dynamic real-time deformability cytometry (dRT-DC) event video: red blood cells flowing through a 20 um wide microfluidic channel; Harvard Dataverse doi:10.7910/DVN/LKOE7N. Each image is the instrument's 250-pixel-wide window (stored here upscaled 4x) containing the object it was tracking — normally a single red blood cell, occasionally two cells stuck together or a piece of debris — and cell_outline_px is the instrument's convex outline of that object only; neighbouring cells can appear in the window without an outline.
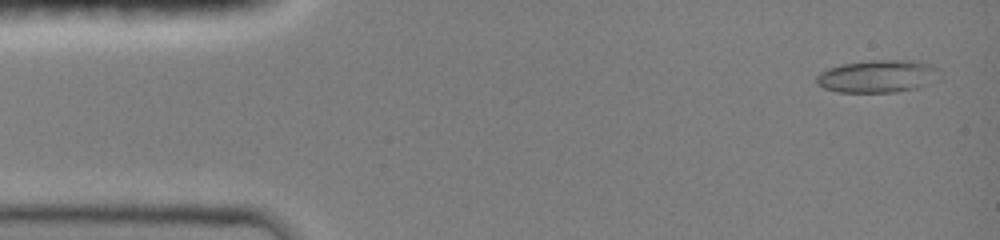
{"species": "common noctule bat (a hibernating species)", "species_latin": "Nyctalus noctula", "temperature_condition": "room temperature", "stored_images_in_passage": 47, "camera_frame_rate_fps": 3000, "um_per_image_px": 0.085, "animal": {"sex": "female", "body_mass_g": 19.0, "forearm_length_mm": 51.5}, "frame": {"image": 1, "passage_image": 2, "time_ms": 0.333, "image_size_px": [1000, 240], "cell_outline_px": [[940, 80], [920, 88], [896, 92], [836, 92], [824, 88], [816, 84], [816, 76], [820, 72], [828, 68], [844, 64], [872, 60], [908, 60], [932, 64], [940, 68]], "centroid_in_image_um": [74.68, 6.49], "position_along_channel_um": 10.3, "area_um2": 23.87}}
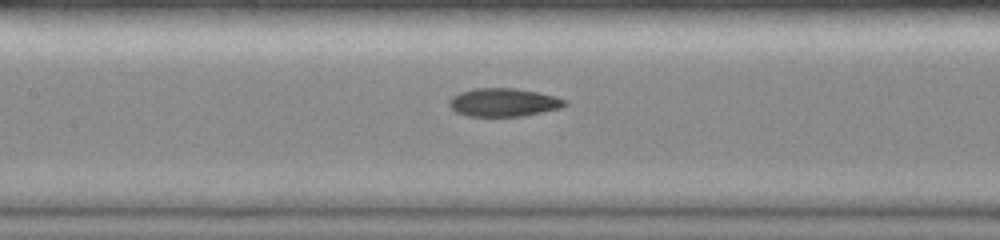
{"frame": {"image": 2, "passage_image": 21, "time_ms": 6.667, "image_size_px": [1000, 240], "cell_outline_px": [[568, 104], [560, 108], [520, 116], [468, 116], [456, 112], [448, 104], [448, 100], [452, 96], [460, 92], [476, 88], [516, 88], [556, 96], [564, 100]], "centroid_in_image_um": [42.77, 8.69], "position_along_channel_um": 164.6, "area_um2": 18.9}}
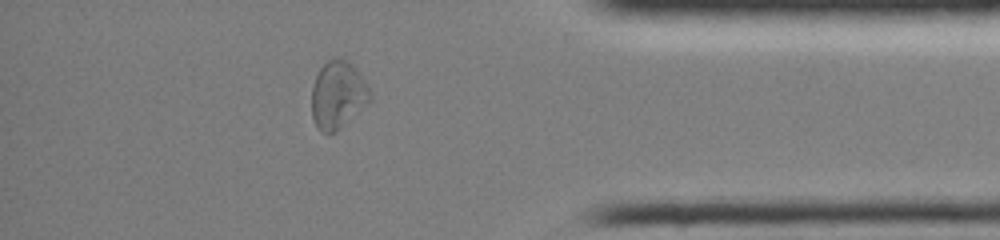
{"frame": {"image": 3, "passage_image": 40, "time_ms": 13.0, "image_size_px": [1000, 240], "cell_outline_px": [[372, 100], [336, 132], [320, 132], [316, 128], [312, 116], [312, 88], [316, 76], [320, 68], [328, 60], [348, 60], [352, 64], [368, 88], [372, 96]], "centroid_in_image_um": [28.7, 8.11], "position_along_channel_um": 406.5, "area_um2": 22.66}, "authors_computed_cell_mechanics": {"area_um2": 19.941, "velocity_mm_per_s": 4.0658, "shape_relaxation_time_tau1_ms": null, "shape_relaxation_time_tau2_ms": 3.0244, "deformation_change_tau1": null, "deformation_change_tau2": 0.0662}}